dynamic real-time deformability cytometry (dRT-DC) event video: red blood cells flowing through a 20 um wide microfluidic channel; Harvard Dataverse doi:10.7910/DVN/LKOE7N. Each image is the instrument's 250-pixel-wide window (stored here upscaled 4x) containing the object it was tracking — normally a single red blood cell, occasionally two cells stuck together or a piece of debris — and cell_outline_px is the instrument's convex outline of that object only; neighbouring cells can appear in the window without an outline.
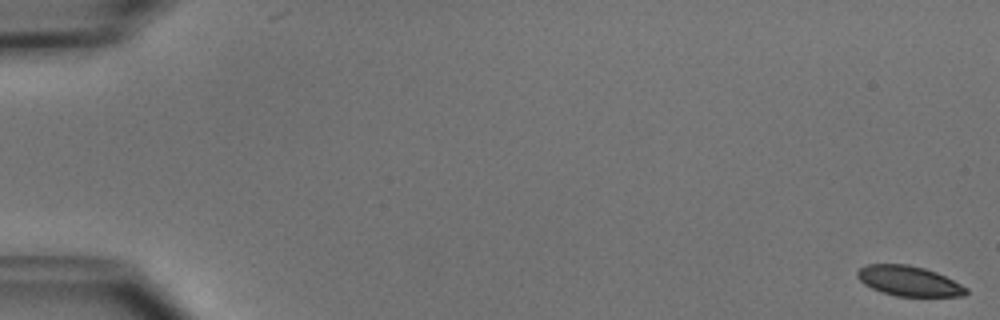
{"species": "common noctule bat (a hibernating species)", "species_latin": "Nyctalus noctula", "temperature_condition": "cold", "stored_images_in_passage": 53, "camera_frame_rate_fps": 3000, "um_per_image_px": 0.085, "animal": {"sex": "male", "body_mass_g": 15.6}, "frame": {"image": 1, "passage_image": 1, "time_ms": 0.0, "image_size_px": [1000, 320], "cell_outline_px": [[968, 292], [964, 296], [896, 296], [880, 292], [864, 284], [856, 276], [856, 272], [860, 268], [868, 264], [908, 264], [924, 268], [936, 272], [968, 288]], "centroid_in_image_um": [77.23, 23.88], "position_along_channel_um": 7.8, "area_um2": 19.02}}
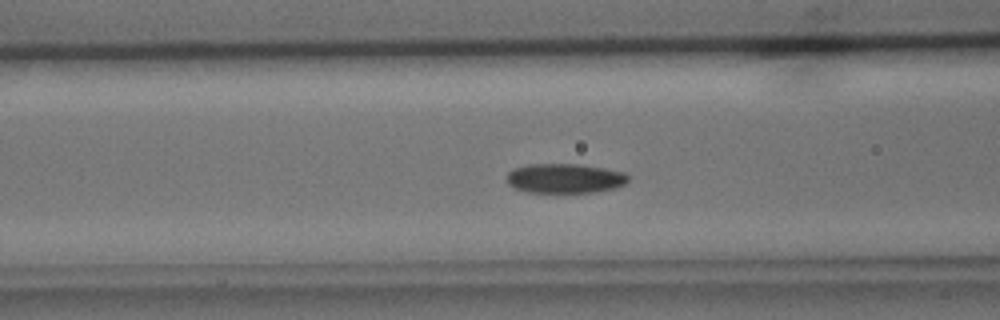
{"frame": {"image": 2, "passage_image": 22, "time_ms": 7.0, "image_size_px": [1000, 320], "cell_outline_px": [[628, 180], [624, 184], [612, 188], [592, 192], [528, 192], [516, 188], [508, 184], [508, 172], [512, 168], [528, 164], [580, 164], [604, 168], [624, 172], [628, 176]], "centroid_in_image_um": [47.99, 15.14], "position_along_channel_um": 118.6, "area_um2": 20.75}}
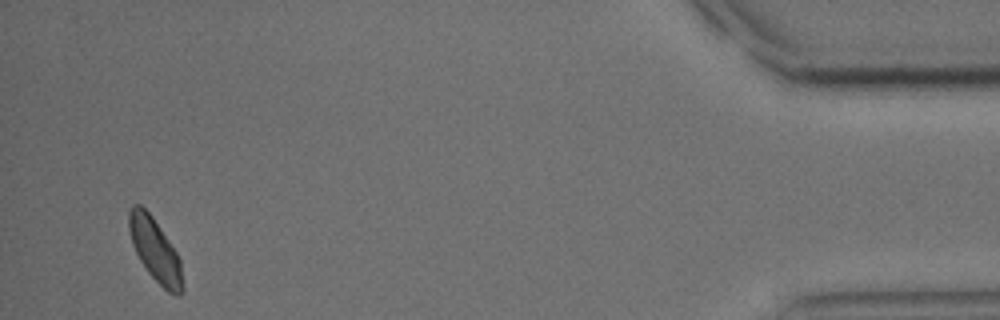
{"frame": {"image": 3, "passage_image": 51, "time_ms": 16.667, "image_size_px": [1000, 320], "cell_outline_px": [[184, 292], [180, 296], [176, 296], [168, 292], [148, 272], [140, 260], [132, 244], [128, 228], [128, 212], [132, 204], [140, 204], [152, 216], [176, 252], [180, 260], [184, 284]], "centroid_in_image_um": [13.19, 21.28], "position_along_channel_um": 422.0, "area_um2": 19.71}}